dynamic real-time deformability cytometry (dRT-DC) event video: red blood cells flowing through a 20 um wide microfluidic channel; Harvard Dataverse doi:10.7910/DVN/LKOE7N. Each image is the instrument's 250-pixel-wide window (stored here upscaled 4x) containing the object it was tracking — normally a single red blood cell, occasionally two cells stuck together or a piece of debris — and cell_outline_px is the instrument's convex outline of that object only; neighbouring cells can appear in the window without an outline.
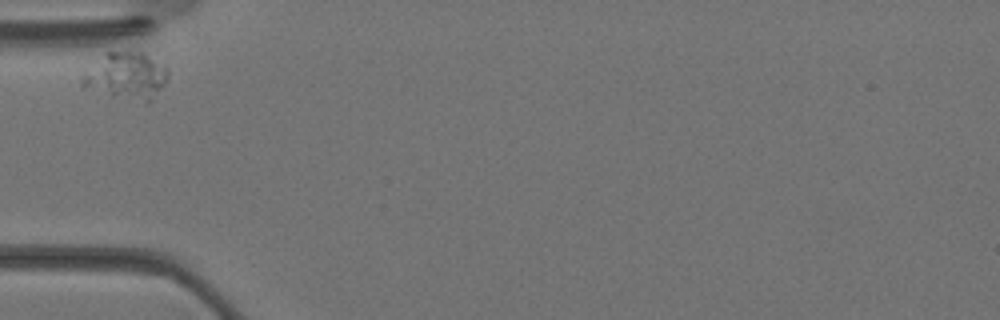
{"species": "Egyptian fruit bat (a non-hibernating species)", "species_latin": "Rousettus aegyptiacus", "temperature_condition": "warm", "stored_images_in_passage": 20, "camera_frame_rate_fps": 3000, "um_per_image_px": 0.085, "animal": {"sex": "female"}, "frame": {"image": 1, "passage_image": 1, "time_ms": 0.0, "image_size_px": [1000, 320], "cell_outline_px": [[168, 80], [152, 100], [148, 104], [112, 96], [80, 84], [80, 80], [104, 52], [144, 52], [164, 68], [168, 72]], "centroid_in_image_um": [10.77, 6.48], "position_along_channel_um": 74.2, "area_um2": 23.0}}
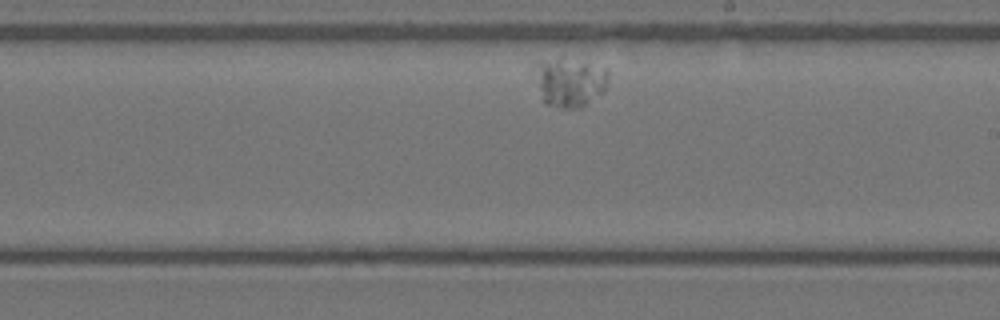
{"frame": {"image": 2, "passage_image": 12, "time_ms": 3.667, "image_size_px": [1000, 320], "cell_outline_px": [[608, 80], [604, 92], [580, 108], [564, 108], [544, 104], [536, 64], [560, 56], [608, 68]], "centroid_in_image_um": [48.52, 6.98], "position_along_channel_um": 240.5, "area_um2": 20.58}}
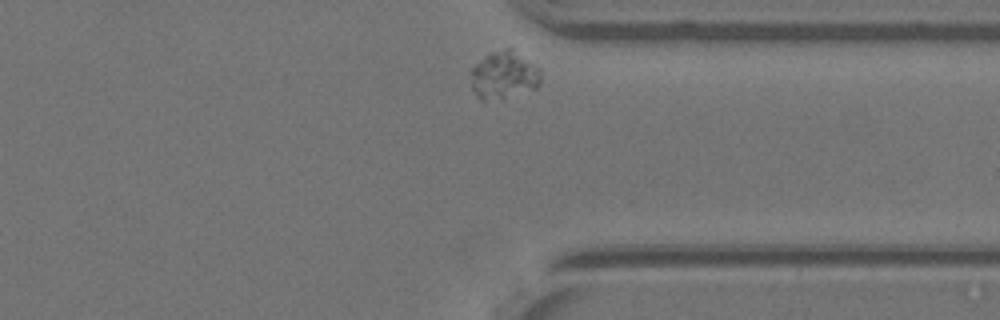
{"frame": {"image": 3, "passage_image": 20, "time_ms": 6.333, "image_size_px": [1000, 320], "cell_outline_px": [[540, 84], [536, 88], [504, 96], [484, 100], [480, 100], [476, 96], [472, 88], [472, 68], [484, 56], [492, 52], [504, 48], [512, 48], [536, 68], [540, 72]], "centroid_in_image_um": [42.79, 6.37], "position_along_channel_um": 368.6, "area_um2": 18.61}}